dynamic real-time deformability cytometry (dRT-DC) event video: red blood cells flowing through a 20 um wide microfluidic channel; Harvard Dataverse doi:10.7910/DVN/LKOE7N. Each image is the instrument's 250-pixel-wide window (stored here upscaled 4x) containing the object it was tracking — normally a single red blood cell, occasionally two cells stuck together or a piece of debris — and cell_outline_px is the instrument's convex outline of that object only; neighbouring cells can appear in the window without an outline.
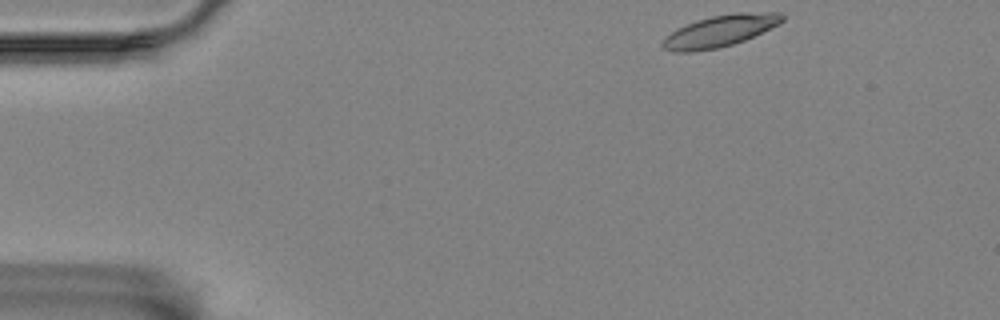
{"species": "Egyptian fruit bat (a non-hibernating species)", "species_latin": "Rousettus aegyptiacus", "temperature_condition": "room temperature", "stored_images_in_passage": 55, "camera_frame_rate_fps": 3000, "um_per_image_px": 0.085, "animal": {"sex": "female"}, "frame": {"image": 1, "passage_image": 1, "time_ms": 0.0, "image_size_px": [1000, 320], "cell_outline_px": [[784, 20], [780, 24], [744, 40], [720, 48], [692, 52], [672, 52], [664, 48], [660, 44], [664, 36], [696, 20], [712, 16], [736, 12], [780, 12], [784, 16]], "centroid_in_image_um": [61.2, 2.64], "position_along_channel_um": 23.8, "area_um2": 22.08}}
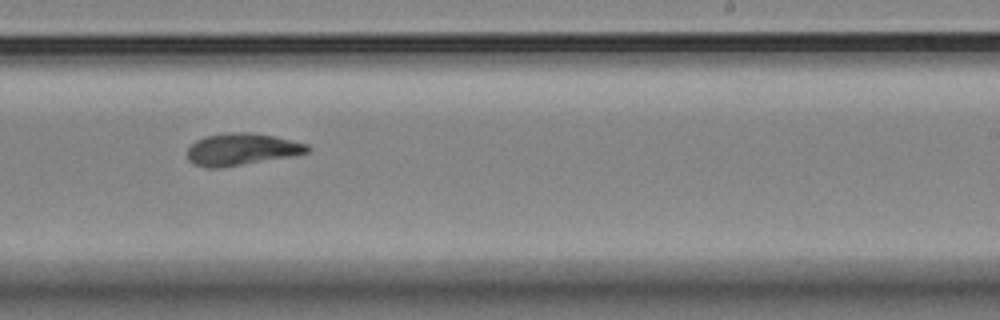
{"frame": {"image": 2, "passage_image": 32, "time_ms": 10.333, "image_size_px": [1000, 320], "cell_outline_px": [[312, 148], [308, 152], [296, 156], [220, 168], [208, 168], [192, 164], [188, 160], [184, 152], [196, 140], [204, 136], [232, 132], [252, 132], [272, 136], [308, 144]], "centroid_in_image_um": [20.52, 12.7], "position_along_channel_um": 268.5, "area_um2": 22.77}}
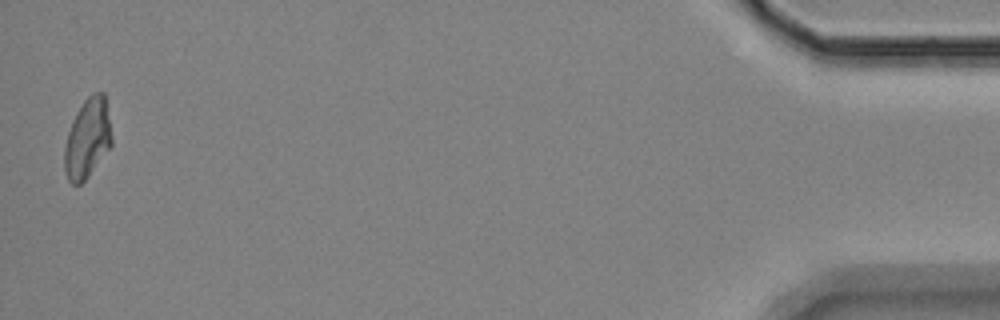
{"frame": {"image": 3, "passage_image": 54, "time_ms": 17.667, "image_size_px": [1000, 320], "cell_outline_px": [[112, 144], [88, 176], [80, 184], [72, 184], [68, 180], [64, 172], [64, 148], [68, 132], [72, 120], [76, 112], [84, 100], [92, 92], [104, 92], [112, 136]], "centroid_in_image_um": [7.42, 11.76], "position_along_channel_um": 427.8, "area_um2": 21.85}, "authors_computed_cell_mechanics": {"area_um2": 22.1374, "velocity_mm_per_s": 3.2872, "shape_relaxation_time_tau1_ms": 10.7046, "shape_relaxation_time_tau2_ms": 3.6176, "deformation_change_tau1": 0.213, "deformation_change_tau2": 0.088}}